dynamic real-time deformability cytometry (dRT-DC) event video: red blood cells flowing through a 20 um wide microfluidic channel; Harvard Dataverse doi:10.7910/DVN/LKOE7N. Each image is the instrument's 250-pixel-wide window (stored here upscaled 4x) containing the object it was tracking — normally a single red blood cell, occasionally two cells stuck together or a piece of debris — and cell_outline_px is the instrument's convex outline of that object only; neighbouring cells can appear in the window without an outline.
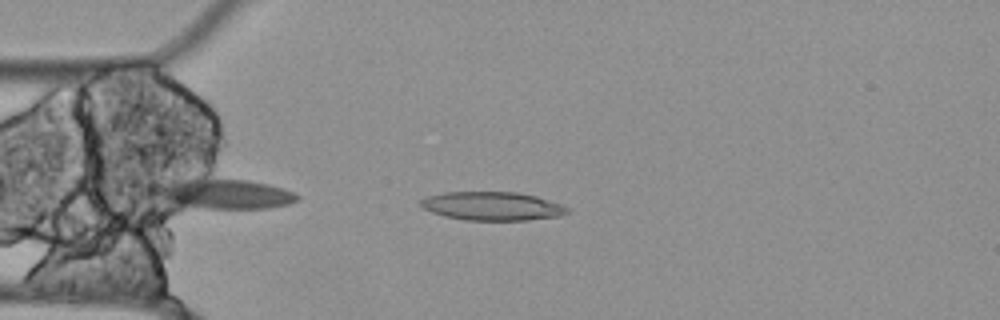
{"species": "Egyptian fruit bat (a non-hibernating species)", "species_latin": "Rousettus aegyptiacus", "temperature_condition": "cold", "stored_images_in_passage": 44, "camera_frame_rate_fps": 3000, "um_per_image_px": 0.085, "animal": {"sex": "female"}, "frame": {"image": 1, "passage_image": 2, "time_ms": 0.333, "image_size_px": [1000, 320], "cell_outline_px": [[572, 212], [560, 216], [528, 220], [464, 220], [444, 216], [432, 212], [424, 208], [420, 204], [420, 200], [428, 196], [444, 192], [520, 192], [536, 196], [572, 208]], "centroid_in_image_um": [41.89, 17.52], "position_along_channel_um": 43.1, "area_um2": 24.57}}
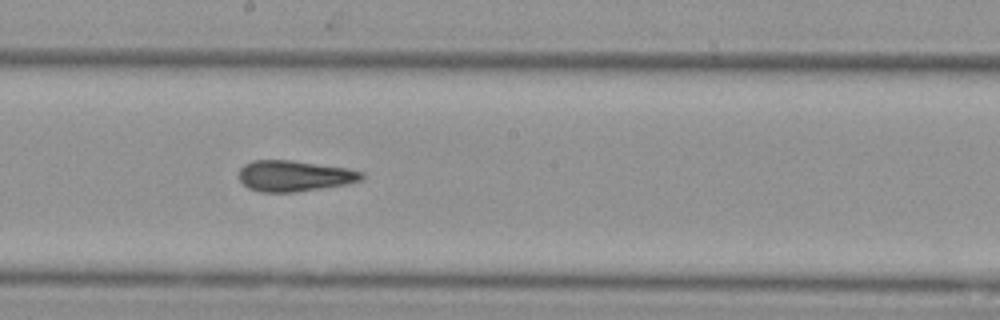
{"frame": {"image": 2, "passage_image": 18, "time_ms": 5.667, "image_size_px": [1000, 320], "cell_outline_px": [[364, 180], [348, 184], [296, 192], [260, 192], [248, 188], [240, 180], [240, 168], [244, 164], [252, 160], [292, 160], [348, 168], [364, 172]], "centroid_in_image_um": [25.06, 14.95], "position_along_channel_um": 223.1, "area_um2": 22.31}}
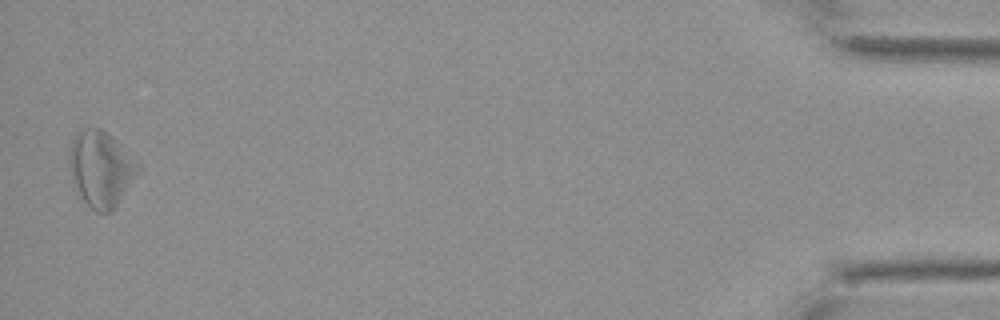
{"frame": {"image": 3, "passage_image": 43, "time_ms": 14.0, "image_size_px": [1000, 320], "cell_outline_px": [[140, 168], [116, 204], [108, 212], [96, 212], [76, 196], [72, 184], [68, 164], [68, 156], [72, 140], [76, 132], [84, 128], [100, 128], [108, 132], [140, 164]], "centroid_in_image_um": [8.49, 14.33], "position_along_channel_um": 426.7, "area_um2": 30.4}, "authors_computed_cell_mechanics": {"area_um2": 23.7847, "velocity_mm_per_s": 3.5054, "shape_relaxation_time_tau1_ms": null, "shape_relaxation_time_tau2_ms": 10.0954, "deformation_change_tau1": null, "deformation_change_tau2": 0.2283}}